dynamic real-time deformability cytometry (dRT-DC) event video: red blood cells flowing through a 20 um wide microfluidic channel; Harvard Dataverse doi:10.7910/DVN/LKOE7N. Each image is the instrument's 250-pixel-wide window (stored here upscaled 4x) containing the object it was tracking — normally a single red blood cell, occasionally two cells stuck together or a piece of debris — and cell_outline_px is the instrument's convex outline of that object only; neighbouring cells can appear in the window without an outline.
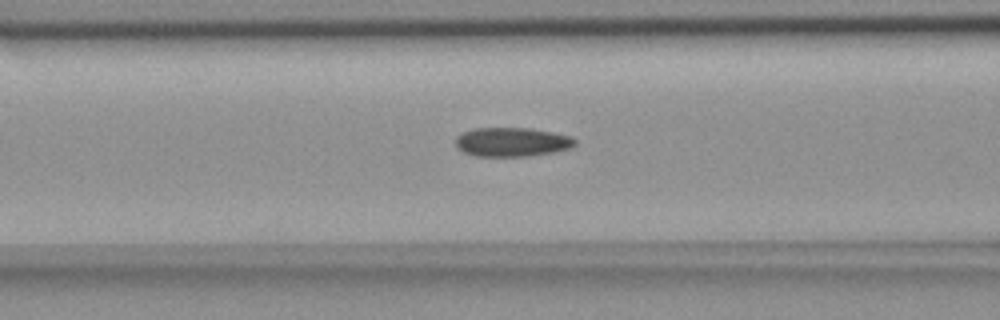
{"species": "common noctule bat (a hibernating species)", "species_latin": "Nyctalus noctula", "temperature_condition": "room temperature", "stored_images_in_passage": 55, "camera_frame_rate_fps": 3000, "um_per_image_px": 0.085, "animal": {"sex": "female", "body_mass_g": 18.4}, "frame": {"image": 1, "passage_image": 21, "time_ms": 6.667, "image_size_px": [1000, 320], "cell_outline_px": [[576, 144], [572, 148], [552, 152], [528, 156], [476, 156], [464, 152], [456, 148], [456, 136], [464, 132], [476, 128], [528, 128], [552, 132], [572, 136], [576, 140]], "centroid_in_image_um": [43.53, 12.07], "position_along_channel_um": 123.1, "area_um2": 20.23}}
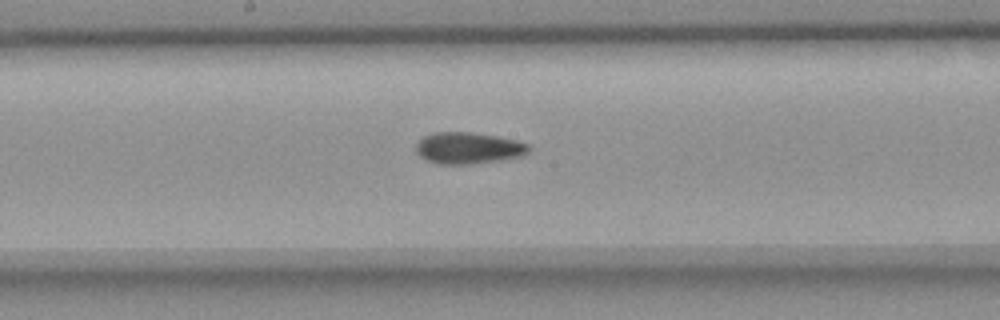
{"frame": {"image": 2, "passage_image": 28, "time_ms": 9.0, "image_size_px": [1000, 320], "cell_outline_px": [[532, 148], [524, 156], [500, 160], [472, 164], [436, 164], [420, 156], [416, 152], [416, 144], [424, 136], [432, 132], [472, 132], [520, 140], [532, 144]], "centroid_in_image_um": [39.88, 12.58], "position_along_channel_um": 208.3, "area_um2": 21.1}}
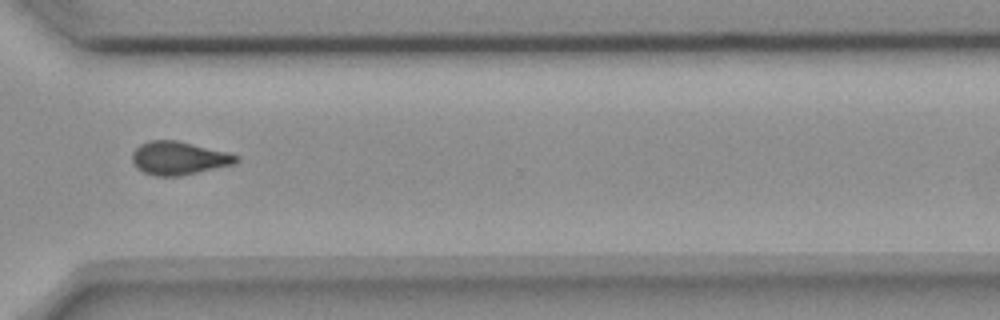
{"frame": {"image": 3, "passage_image": 40, "time_ms": 13.0, "image_size_px": [1000, 320], "cell_outline_px": [[240, 160], [236, 164], [180, 176], [156, 176], [144, 172], [136, 168], [132, 160], [132, 152], [140, 144], [148, 140], [176, 140], [228, 152], [240, 156]], "centroid_in_image_um": [15.22, 13.44], "position_along_channel_um": 355.4, "area_um2": 20.35}, "authors_computed_cell_mechanics": {"area_um2": 20.2878, "velocity_mm_per_s": 3.6715, "shape_relaxation_time_tau1_ms": 9.367, "shape_relaxation_time_tau2_ms": 3.4819, "deformation_change_tau1": 0.1726, "deformation_change_tau2": 0.0887}}